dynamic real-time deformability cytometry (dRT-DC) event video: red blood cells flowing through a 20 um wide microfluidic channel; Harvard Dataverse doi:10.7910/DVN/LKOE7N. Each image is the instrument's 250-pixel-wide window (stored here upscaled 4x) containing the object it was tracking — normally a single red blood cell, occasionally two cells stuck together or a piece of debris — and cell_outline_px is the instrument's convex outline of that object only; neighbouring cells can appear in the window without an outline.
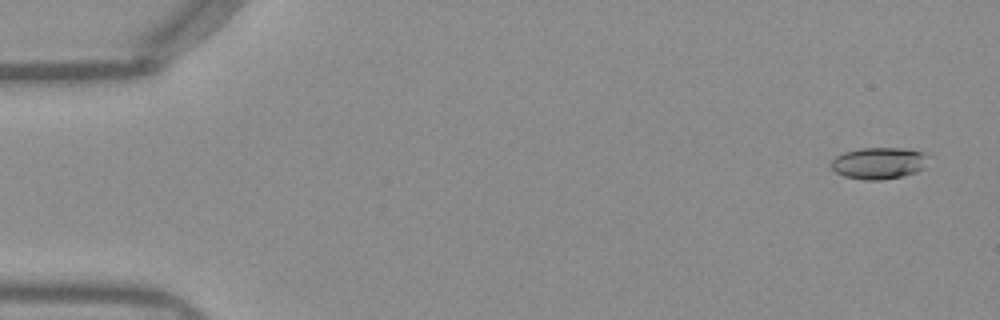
{"species": "Egyptian fruit bat (a non-hibernating species)", "species_latin": "Rousettus aegyptiacus", "temperature_condition": "warm", "stored_images_in_passage": 52, "camera_frame_rate_fps": 3000, "um_per_image_px": 0.085, "frame": {"image": 1, "passage_image": 3, "time_ms": 0.667, "image_size_px": [1000, 320], "cell_outline_px": [[924, 168], [916, 172], [900, 176], [880, 180], [864, 180], [844, 176], [836, 172], [828, 164], [836, 156], [844, 152], [860, 148], [900, 148], [924, 152]], "centroid_in_image_um": [74.62, 13.87], "position_along_channel_um": 10.4, "area_um2": 17.69}}
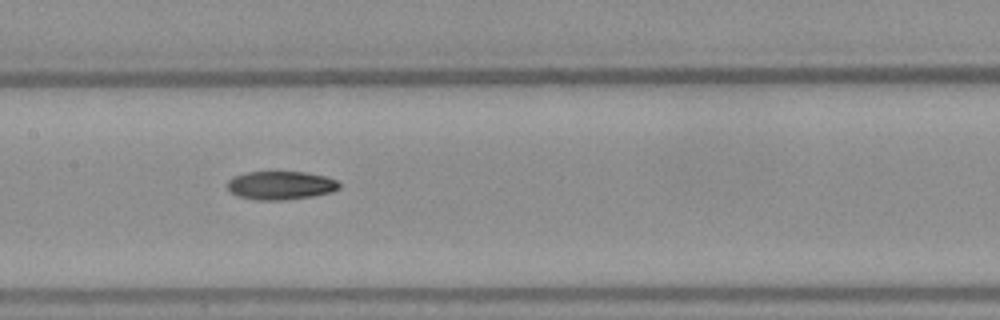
{"frame": {"image": 2, "passage_image": 26, "time_ms": 8.333, "image_size_px": [1000, 320], "cell_outline_px": [[340, 188], [332, 192], [312, 196], [288, 200], [256, 200], [236, 196], [228, 188], [228, 180], [232, 176], [248, 172], [304, 172], [324, 176], [336, 180], [340, 184]], "centroid_in_image_um": [23.85, 15.76], "position_along_channel_um": 183.6, "area_um2": 18.61}}
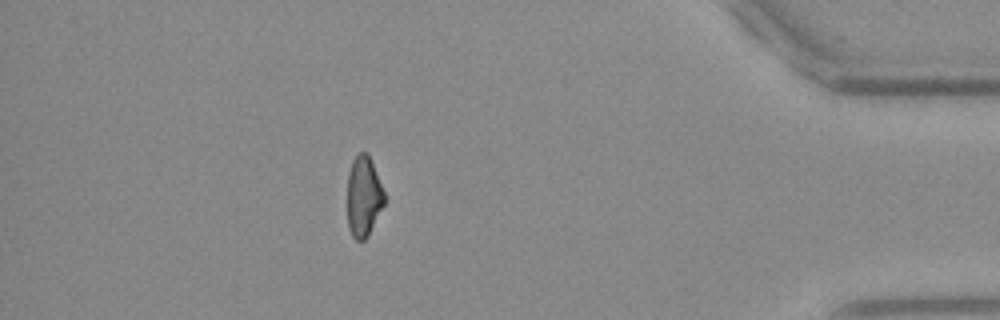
{"frame": {"image": 3, "passage_image": 46, "time_ms": 15.0, "image_size_px": [1000, 320], "cell_outline_px": [[384, 204], [368, 236], [364, 240], [356, 240], [352, 236], [348, 228], [348, 172], [352, 160], [360, 152], [368, 152], [384, 192]], "centroid_in_image_um": [30.9, 16.7], "position_along_channel_um": 404.3, "area_um2": 17.28}, "authors_computed_cell_mechanics": {"area_um2": 18.4671, "velocity_mm_per_s": 3.9925, "shape_relaxation_time_tau1_ms": null, "shape_relaxation_time_tau2_ms": 7.4536, "deformation_change_tau1": null, "deformation_change_tau2": 0.1731}}